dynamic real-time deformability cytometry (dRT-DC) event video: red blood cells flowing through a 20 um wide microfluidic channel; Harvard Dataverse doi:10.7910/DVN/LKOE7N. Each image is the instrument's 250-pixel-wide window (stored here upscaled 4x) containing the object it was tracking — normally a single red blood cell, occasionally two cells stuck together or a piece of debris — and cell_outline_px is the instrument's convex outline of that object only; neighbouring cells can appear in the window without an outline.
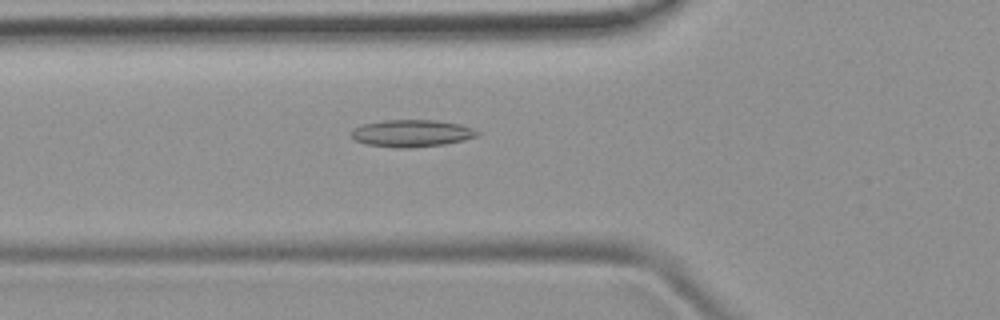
{"species": "common noctule bat (a hibernating species)", "species_latin": "Nyctalus noctula", "temperature_condition": "room temperature", "stored_images_in_passage": 38, "camera_frame_rate_fps": 3000, "um_per_image_px": 0.085, "animal": {"sex": "female", "body_mass_g": 19.9}, "frame": {"image": 1, "passage_image": 6, "time_ms": 1.667, "image_size_px": [1000, 320], "cell_outline_px": [[480, 136], [464, 140], [444, 144], [404, 148], [396, 148], [368, 144], [356, 140], [352, 136], [352, 128], [364, 124], [384, 120], [436, 120], [460, 124], [472, 128], [480, 132]], "centroid_in_image_um": [35.04, 11.32], "position_along_channel_um": 90.8, "area_um2": 19.83}}
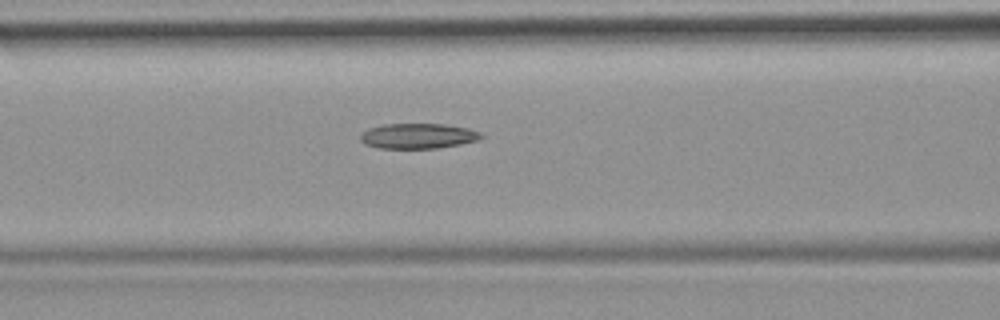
{"frame": {"image": 2, "passage_image": 9, "time_ms": 2.667, "image_size_px": [1000, 320], "cell_outline_px": [[484, 136], [476, 140], [460, 144], [436, 148], [376, 148], [364, 144], [360, 140], [360, 132], [368, 128], [384, 124], [444, 124], [468, 128], [480, 132]], "centroid_in_image_um": [35.47, 11.55], "position_along_channel_um": 131.1, "area_um2": 17.8}}
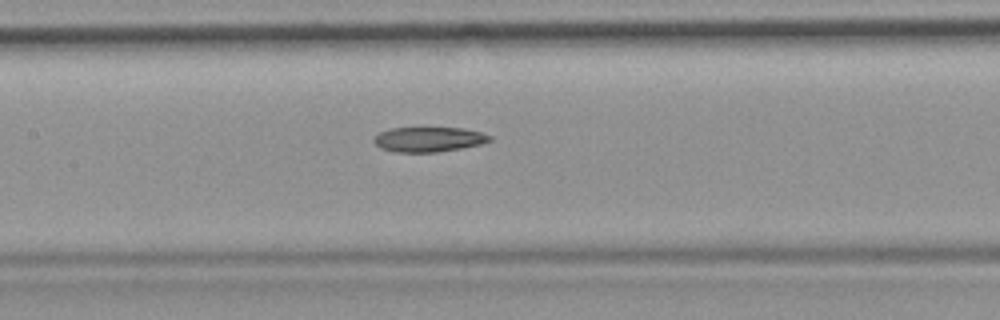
{"frame": {"image": 3, "passage_image": 12, "time_ms": 3.667, "image_size_px": [1000, 320], "cell_outline_px": [[492, 140], [484, 144], [436, 152], [396, 152], [380, 148], [372, 140], [380, 132], [392, 128], [464, 128], [480, 132], [492, 136]], "centroid_in_image_um": [36.47, 11.85], "position_along_channel_um": 170.9, "area_um2": 16.76}}